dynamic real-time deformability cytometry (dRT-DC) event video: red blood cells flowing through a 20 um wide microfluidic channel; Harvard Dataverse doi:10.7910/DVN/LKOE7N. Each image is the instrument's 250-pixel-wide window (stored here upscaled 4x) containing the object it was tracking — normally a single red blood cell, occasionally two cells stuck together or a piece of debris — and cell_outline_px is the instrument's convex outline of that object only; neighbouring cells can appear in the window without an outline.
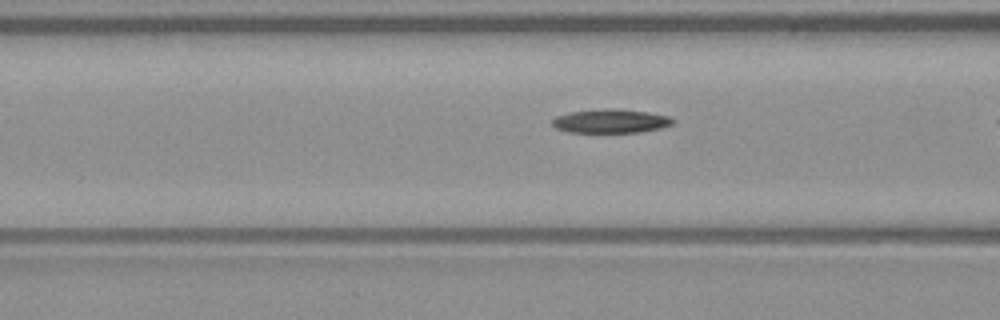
{"species": "common noctule bat (a hibernating species)", "species_latin": "Nyctalus noctula", "temperature_condition": "warm", "stored_images_in_passage": 8, "camera_frame_rate_fps": 3000, "um_per_image_px": 0.085, "animal": {"sex": "male", "body_mass_g": 23.1, "forearm_length_mm": 52.7}, "frame": {"image": 1, "passage_image": 7, "time_ms": 2.0, "image_size_px": [1000, 320], "cell_outline_px": [[676, 120], [672, 124], [660, 128], [640, 132], [568, 132], [556, 128], [552, 124], [552, 120], [556, 116], [572, 112], [604, 108], [616, 108], [648, 112], [668, 116]], "centroid_in_image_um": [51.92, 10.28], "position_along_channel_um": 114.7, "area_um2": 16.7}}